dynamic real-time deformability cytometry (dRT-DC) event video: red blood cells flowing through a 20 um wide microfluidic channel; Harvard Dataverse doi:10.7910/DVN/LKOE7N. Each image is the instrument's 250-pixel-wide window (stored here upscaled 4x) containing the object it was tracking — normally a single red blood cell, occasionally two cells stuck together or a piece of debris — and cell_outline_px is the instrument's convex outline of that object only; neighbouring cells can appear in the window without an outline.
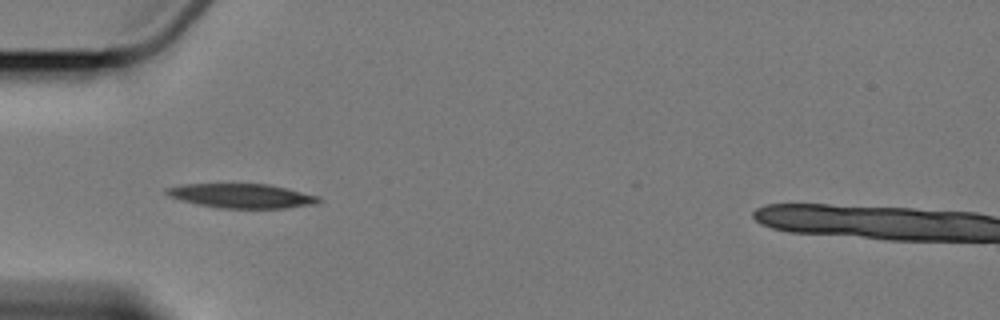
{"species": "Egyptian fruit bat (a non-hibernating species)", "species_latin": "Rousettus aegyptiacus", "temperature_condition": "cold", "stored_images_in_passage": 6, "camera_frame_rate_fps": 3000, "um_per_image_px": 0.085, "animal": {"sex": "female"}, "frame": {"image": 1, "passage_image": 2, "time_ms": 2.0, "image_size_px": [1000, 320], "cell_outline_px": [[324, 200], [316, 204], [288, 208], [216, 208], [196, 204], [180, 200], [168, 196], [164, 192], [164, 188], [184, 184], [268, 184], [320, 196]], "centroid_in_image_um": [20.54, 16.65], "position_along_channel_um": 64.5, "area_um2": 21.79}}
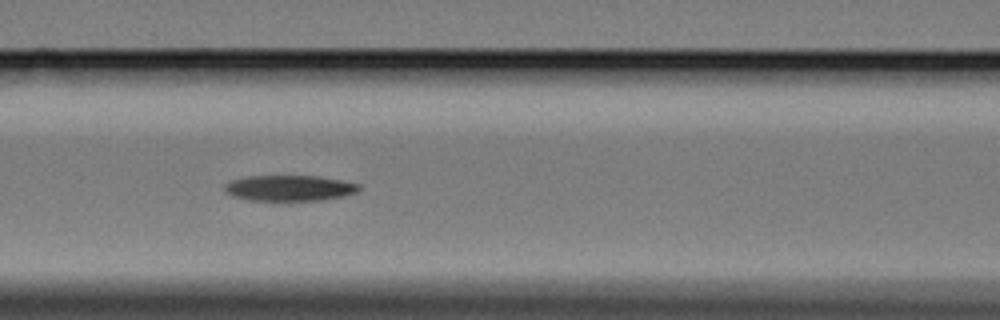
{"frame": {"image": 2, "passage_image": 4, "time_ms": 4.333, "image_size_px": [1000, 320], "cell_outline_px": [[360, 188], [356, 192], [344, 196], [320, 200], [248, 200], [232, 196], [224, 192], [224, 184], [232, 180], [248, 176], [316, 176], [340, 180], [360, 184]], "centroid_in_image_um": [24.57, 15.98], "position_along_channel_um": 142.0, "area_um2": 20.06}}
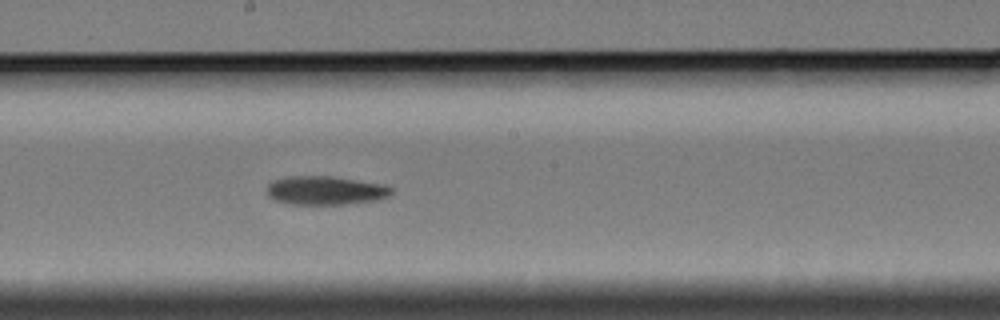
{"frame": {"image": 3, "passage_image": 6, "time_ms": 6.667, "image_size_px": [1000, 320], "cell_outline_px": [[392, 192], [388, 196], [376, 200], [348, 204], [288, 204], [276, 200], [268, 196], [268, 184], [272, 180], [292, 176], [332, 176], [384, 184], [392, 188]], "centroid_in_image_um": [27.67, 16.18], "position_along_channel_um": 220.5, "area_um2": 20.81}}